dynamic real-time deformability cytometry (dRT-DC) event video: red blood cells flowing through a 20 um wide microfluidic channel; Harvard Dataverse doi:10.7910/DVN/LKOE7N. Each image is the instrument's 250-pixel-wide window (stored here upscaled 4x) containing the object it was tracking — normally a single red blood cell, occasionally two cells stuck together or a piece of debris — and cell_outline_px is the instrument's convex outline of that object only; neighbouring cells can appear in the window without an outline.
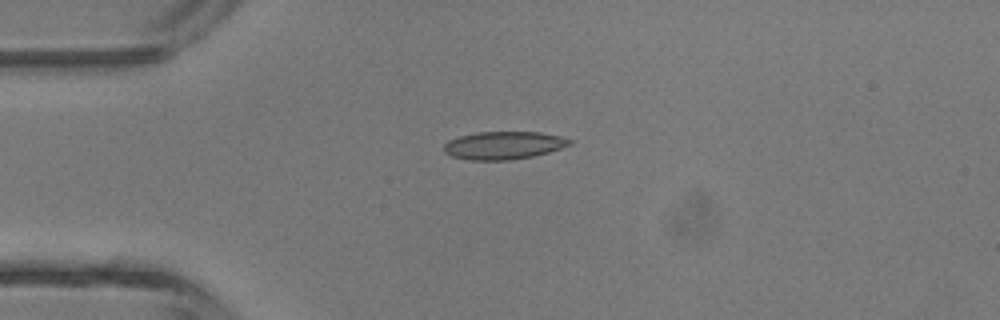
{"species": "common noctule bat (a hibernating species)", "species_latin": "Nyctalus noctula", "temperature_condition": "room temperature", "stored_images_in_passage": 1, "camera_frame_rate_fps": 3000, "um_per_image_px": 0.085, "animal": {"sex": "male", "body_mass_g": 13.3}, "frame": {"image": 1, "passage_image": 1, "time_ms": 0.0, "image_size_px": [1000, 320], "cell_outline_px": [[572, 144], [548, 152], [532, 156], [508, 160], [468, 160], [452, 156], [444, 152], [444, 144], [448, 140], [460, 136], [476, 132], [540, 132], [560, 136], [572, 140]], "centroid_in_image_um": [42.79, 12.35], "position_along_channel_um": 42.2, "area_um2": 20.35}}